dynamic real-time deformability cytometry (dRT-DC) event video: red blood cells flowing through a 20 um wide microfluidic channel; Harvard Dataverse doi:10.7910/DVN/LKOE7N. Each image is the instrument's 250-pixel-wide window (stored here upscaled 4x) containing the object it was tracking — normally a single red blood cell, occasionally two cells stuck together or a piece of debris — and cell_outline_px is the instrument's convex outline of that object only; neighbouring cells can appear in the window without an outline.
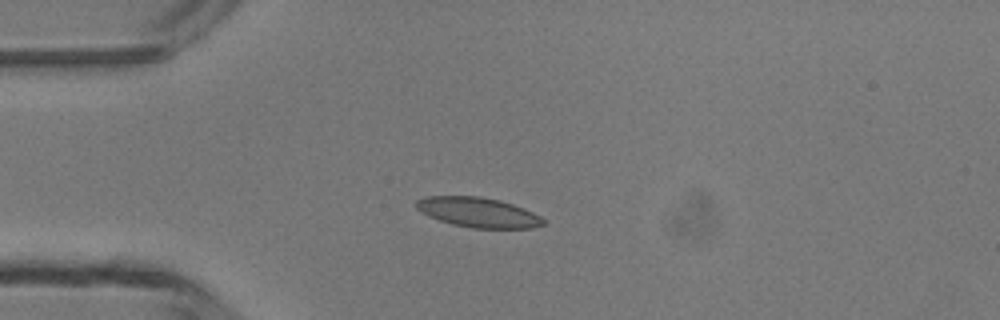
{"species": "common noctule bat (a hibernating species)", "species_latin": "Nyctalus noctula", "temperature_condition": "room temperature", "stored_images_in_passage": 3, "camera_frame_rate_fps": 3000, "um_per_image_px": 0.085, "animal": {"sex": "male", "body_mass_g": 13.3}, "frame": {"image": 1, "passage_image": 3, "time_ms": 2.333, "image_size_px": [1000, 320], "cell_outline_px": [[544, 224], [532, 228], [472, 228], [452, 224], [428, 216], [416, 208], [416, 200], [428, 196], [480, 196], [500, 200], [524, 208], [540, 216], [544, 220]], "centroid_in_image_um": [40.64, 18.05], "position_along_channel_um": 44.4, "area_um2": 22.02}}